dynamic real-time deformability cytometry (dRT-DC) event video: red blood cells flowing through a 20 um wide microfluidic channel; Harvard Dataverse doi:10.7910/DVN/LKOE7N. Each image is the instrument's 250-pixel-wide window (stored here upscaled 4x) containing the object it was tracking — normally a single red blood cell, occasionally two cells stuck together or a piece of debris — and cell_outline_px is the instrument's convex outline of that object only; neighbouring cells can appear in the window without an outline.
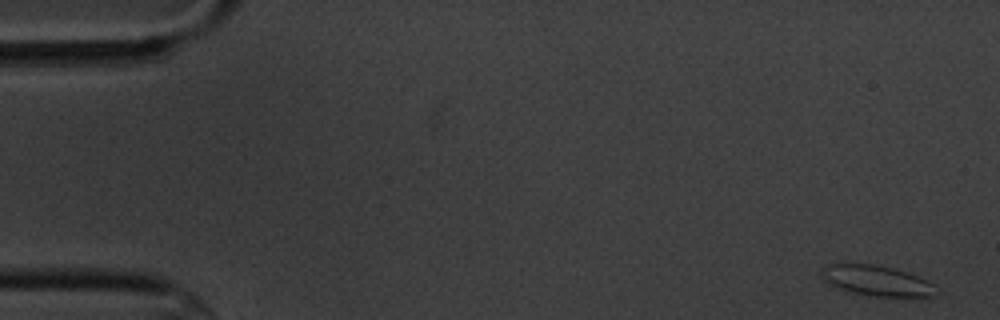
{"species": "common noctule bat (a hibernating species)", "species_latin": "Nyctalus noctula", "temperature_condition": "cold", "stored_images_in_passage": 5, "camera_frame_rate_fps": 3000, "um_per_image_px": 0.085, "animal": {"sex": "male", "body_mass_g": 20.1, "forearm_length_mm": 53.5}, "frame": {"image": 1, "passage_image": 1, "time_ms": 0.0, "image_size_px": [1000, 320], "cell_outline_px": [[940, 292], [932, 296], [872, 296], [848, 292], [836, 288], [828, 284], [820, 276], [820, 268], [828, 264], [876, 264], [892, 268], [916, 276], [932, 284]], "centroid_in_image_um": [74.42, 23.86], "position_along_channel_um": 10.6, "area_um2": 20.29}}
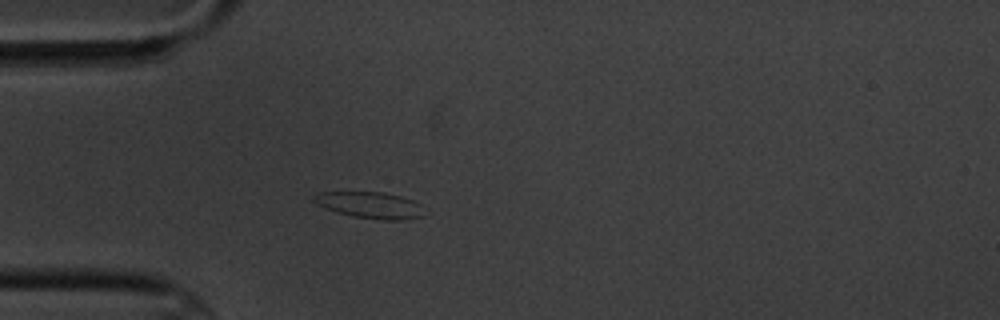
{"frame": {"image": 2, "passage_image": 5, "time_ms": 4.667, "image_size_px": [1000, 320], "cell_outline_px": [[424, 216], [404, 220], [384, 220], [352, 216], [336, 212], [316, 204], [312, 200], [320, 192], [384, 192], [400, 196], [412, 200], [420, 204]], "centroid_in_image_um": [31.47, 17.44], "position_along_channel_um": 53.5, "area_um2": 16.88}}